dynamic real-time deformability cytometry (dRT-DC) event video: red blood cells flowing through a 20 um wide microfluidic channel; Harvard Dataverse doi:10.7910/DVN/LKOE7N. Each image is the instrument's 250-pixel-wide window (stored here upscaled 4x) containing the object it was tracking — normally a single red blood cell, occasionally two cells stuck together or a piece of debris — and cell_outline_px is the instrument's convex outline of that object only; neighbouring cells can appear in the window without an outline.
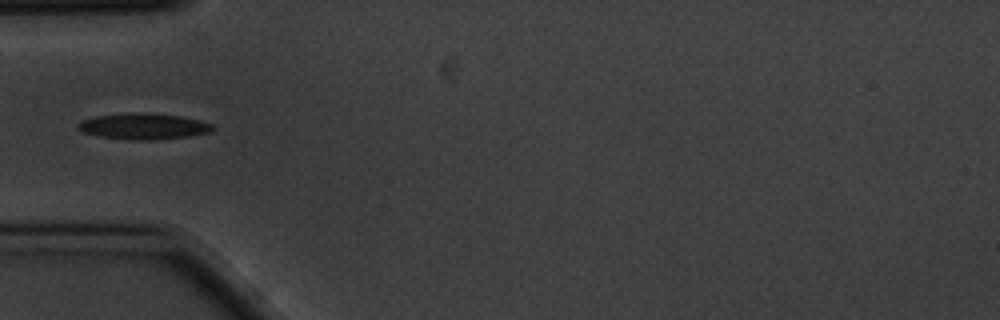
{"species": "common noctule bat (a hibernating species)", "species_latin": "Nyctalus noctula", "temperature_condition": "cold", "stored_images_in_passage": 8, "camera_frame_rate_fps": 3000, "um_per_image_px": 0.085, "animal": {"sex": "male", "body_mass_g": 20.1, "forearm_length_mm": 53.5}, "frame": {"image": 1, "passage_image": 2, "time_ms": 0.333, "image_size_px": [1000, 320], "cell_outline_px": [[216, 128], [212, 132], [188, 136], [156, 140], [136, 140], [100, 136], [84, 132], [76, 128], [76, 124], [80, 120], [96, 116], [124, 112], [144, 112], [180, 116], [212, 124]], "centroid_in_image_um": [12.17, 10.72], "position_along_channel_um": 72.8, "area_um2": 20.58}}
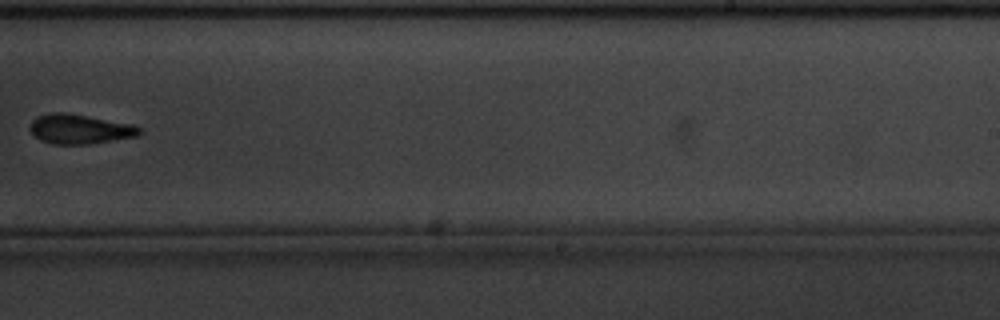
{"frame": {"image": 2, "passage_image": 7, "time_ms": 2.0, "image_size_px": [1000, 320], "cell_outline_px": [[144, 132], [136, 136], [88, 144], [52, 144], [40, 140], [28, 128], [32, 120], [36, 116], [52, 112], [64, 112], [132, 124], [140, 128]], "centroid_in_image_um": [6.75, 10.97], "position_along_channel_um": 282.3, "area_um2": 18.79}}